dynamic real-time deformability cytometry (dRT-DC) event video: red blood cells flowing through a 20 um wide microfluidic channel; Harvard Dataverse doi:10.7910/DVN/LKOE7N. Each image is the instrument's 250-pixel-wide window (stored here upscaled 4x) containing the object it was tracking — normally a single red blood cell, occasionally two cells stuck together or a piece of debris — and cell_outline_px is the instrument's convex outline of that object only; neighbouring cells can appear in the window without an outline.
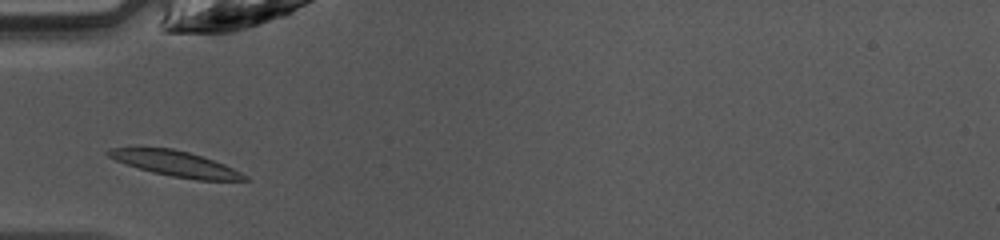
{"species": "common noctule bat (a hibernating species)", "species_latin": "Nyctalus noctula", "temperature_condition": "warm", "stored_images_in_passage": 33, "camera_frame_rate_fps": 3000, "um_per_image_px": 0.085, "animal": {"sex": "female", "body_mass_g": 10.0, "forearm_length_mm": 53.1}, "frame": {"image": 1, "passage_image": 1, "time_ms": 0.0, "image_size_px": [1000, 240], "cell_outline_px": [[248, 180], [196, 180], [172, 176], [152, 172], [116, 160], [108, 156], [104, 152], [112, 148], [172, 148], [188, 152], [224, 164], [248, 176]], "centroid_in_image_um": [14.94, 13.91], "position_along_channel_um": 70.1, "area_um2": 19.65}}
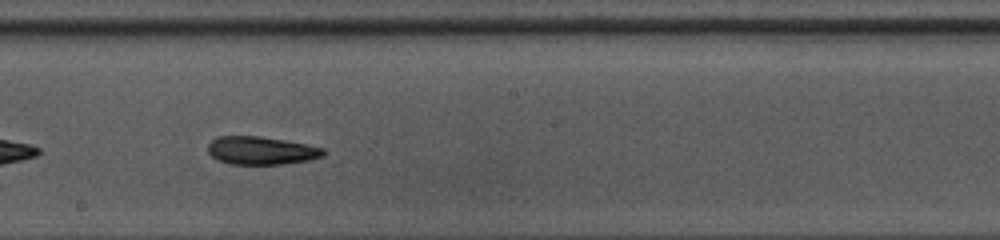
{"frame": {"image": 2, "passage_image": 12, "time_ms": 3.667, "image_size_px": [1000, 240], "cell_outline_px": [[324, 156], [308, 160], [284, 164], [232, 164], [216, 160], [208, 152], [208, 144], [216, 136], [260, 136], [284, 140], [324, 148]], "centroid_in_image_um": [22.17, 12.8], "position_along_channel_um": 226.0, "area_um2": 18.84}}
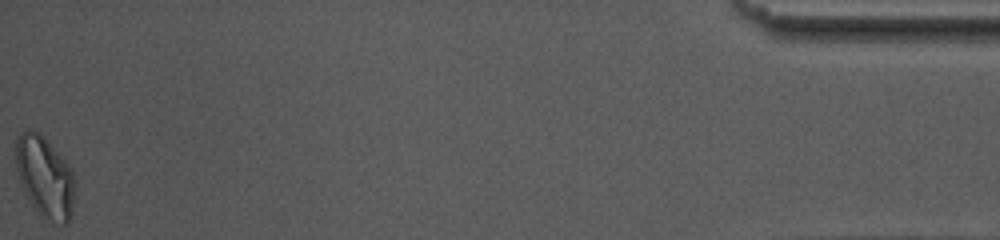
{"frame": {"image": 3, "passage_image": 33, "time_ms": 10.667, "image_size_px": [1000, 240], "cell_outline_px": [[76, 188], [72, 216], [68, 224], [60, 224], [48, 220], [40, 216], [32, 204], [20, 184], [16, 168], [16, 136], [20, 132], [28, 128], [36, 132], [72, 168], [76, 180]], "centroid_in_image_um": [3.84, 15.1], "position_along_channel_um": 431.4, "area_um2": 28.09}, "authors_computed_cell_mechanics": {"area_um2": 19.2474, "velocity_mm_per_s": 4.2318, "shape_relaxation_time_tau1_ms": 4.2683, "shape_relaxation_time_tau2_ms": 6.7009, "deformation_change_tau1": 0.1447, "deformation_change_tau2": 0.1251}}